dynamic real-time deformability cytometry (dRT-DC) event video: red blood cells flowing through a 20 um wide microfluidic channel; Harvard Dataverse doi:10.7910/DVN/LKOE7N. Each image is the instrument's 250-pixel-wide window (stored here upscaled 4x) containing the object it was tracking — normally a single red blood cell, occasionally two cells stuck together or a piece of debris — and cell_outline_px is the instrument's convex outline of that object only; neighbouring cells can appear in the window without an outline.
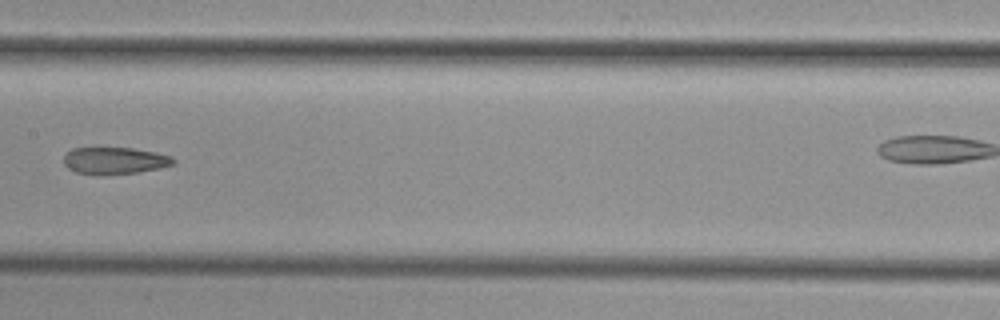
{"species": "common noctule bat (a hibernating species)", "species_latin": "Nyctalus noctula", "temperature_condition": "cold", "stored_images_in_passage": 9, "segment_of_instrument_passage": [1, 2], "camera_frame_rate_fps": 3000, "um_per_image_px": 0.085, "animal": {"sex": "female", "body_mass_g": 29.2, "forearm_length_mm": 56.3}, "frame": {"image": 1, "passage_image": 8, "time_ms": 9.0, "image_size_px": [1000, 320], "cell_outline_px": [[176, 164], [160, 168], [136, 172], [96, 176], [76, 172], [68, 168], [64, 164], [64, 156], [72, 148], [132, 148], [172, 156], [176, 160]], "centroid_in_image_um": [9.74, 13.67], "position_along_channel_um": 197.7, "area_um2": 17.28}}